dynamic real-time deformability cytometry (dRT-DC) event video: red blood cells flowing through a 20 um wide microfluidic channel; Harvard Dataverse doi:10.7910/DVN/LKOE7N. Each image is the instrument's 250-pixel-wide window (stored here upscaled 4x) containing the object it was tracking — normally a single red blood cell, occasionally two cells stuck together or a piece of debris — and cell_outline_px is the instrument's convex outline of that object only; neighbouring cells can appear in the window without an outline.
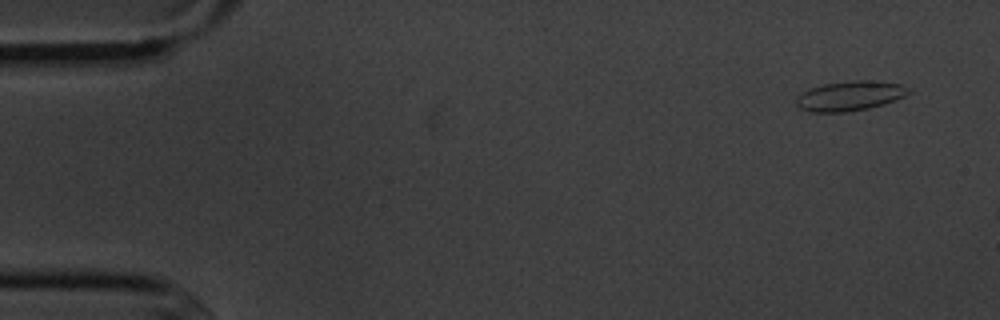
{"species": "common noctule bat (a hibernating species)", "species_latin": "Nyctalus noctula", "temperature_condition": "cold", "stored_images_in_passage": 3, "camera_frame_rate_fps": 3000, "um_per_image_px": 0.085, "animal": {"sex": "male", "body_mass_g": 20.1, "forearm_length_mm": 53.5}, "frame": {"image": 1, "passage_image": 1, "time_ms": 0.0, "image_size_px": [1000, 320], "cell_outline_px": [[912, 92], [904, 96], [884, 104], [868, 108], [844, 112], [812, 112], [800, 108], [796, 104], [796, 96], [808, 88], [824, 84], [856, 80], [880, 80], [900, 84], [912, 88]], "centroid_in_image_um": [72.26, 8.13], "position_along_channel_um": 12.7, "area_um2": 19.65}}